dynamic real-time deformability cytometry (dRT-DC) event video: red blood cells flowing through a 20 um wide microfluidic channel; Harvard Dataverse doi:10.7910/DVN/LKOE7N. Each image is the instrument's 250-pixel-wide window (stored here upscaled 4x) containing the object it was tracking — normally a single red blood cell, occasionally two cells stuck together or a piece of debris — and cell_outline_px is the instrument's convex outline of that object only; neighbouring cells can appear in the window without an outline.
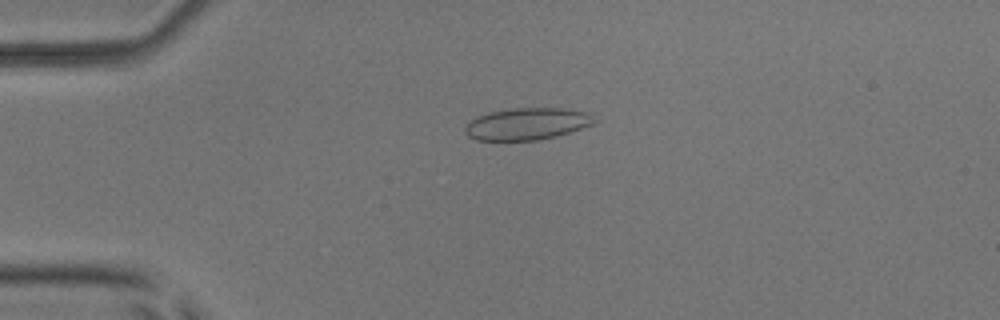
{"species": "common noctule bat (a hibernating species)", "species_latin": "Nyctalus noctula", "temperature_condition": "room temperature", "stored_images_in_passage": 52, "camera_frame_rate_fps": 3000, "um_per_image_px": 0.085, "animal": {"sex": "male", "body_mass_g": 17.9, "forearm_length_mm": 54.2}, "frame": {"image": 1, "passage_image": 13, "time_ms": 4.0, "image_size_px": [1000, 320], "cell_outline_px": [[600, 120], [592, 124], [556, 136], [536, 140], [476, 140], [468, 136], [464, 132], [464, 128], [476, 116], [488, 112], [512, 108], [560, 108], [588, 112]], "centroid_in_image_um": [44.8, 10.52], "position_along_channel_um": 40.2, "area_um2": 24.04}}
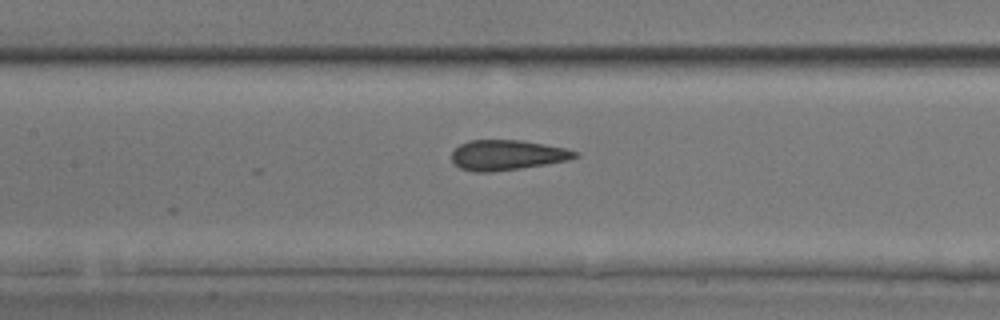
{"frame": {"image": 2, "passage_image": 25, "time_ms": 8.0, "image_size_px": [1000, 320], "cell_outline_px": [[580, 156], [568, 160], [520, 168], [492, 172], [476, 172], [460, 168], [452, 160], [452, 152], [460, 144], [468, 140], [520, 140], [544, 144], [564, 148], [576, 152]], "centroid_in_image_um": [43.08, 13.17], "position_along_channel_um": 164.3, "area_um2": 21.44}}
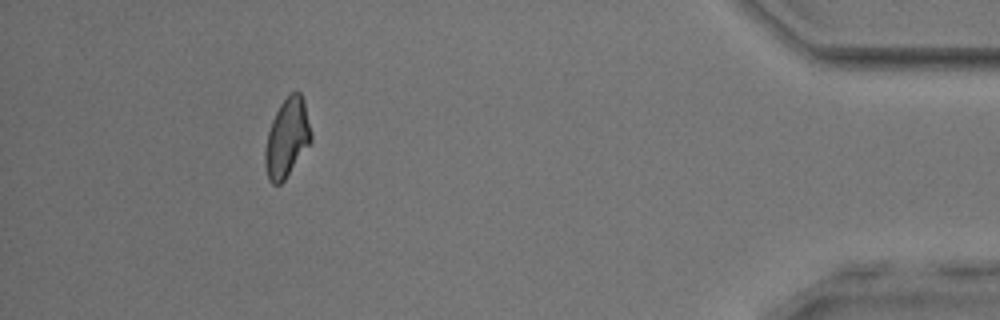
{"frame": {"image": 3, "passage_image": 48, "time_ms": 15.667, "image_size_px": [1000, 320], "cell_outline_px": [[312, 140], [284, 180], [280, 184], [272, 184], [268, 180], [264, 164], [264, 148], [268, 132], [272, 120], [280, 104], [292, 92], [300, 92], [304, 100], [312, 136]], "centroid_in_image_um": [24.37, 11.74], "position_along_channel_um": 410.8, "area_um2": 20.92}, "authors_computed_cell_mechanics": {"area_um2": 21.8195, "velocity_mm_per_s": 3.9399, "shape_relaxation_time_tau1_ms": null, "shape_relaxation_time_tau2_ms": 1.0468, "deformation_change_tau1": null, "deformation_change_tau2": 0.0609}}